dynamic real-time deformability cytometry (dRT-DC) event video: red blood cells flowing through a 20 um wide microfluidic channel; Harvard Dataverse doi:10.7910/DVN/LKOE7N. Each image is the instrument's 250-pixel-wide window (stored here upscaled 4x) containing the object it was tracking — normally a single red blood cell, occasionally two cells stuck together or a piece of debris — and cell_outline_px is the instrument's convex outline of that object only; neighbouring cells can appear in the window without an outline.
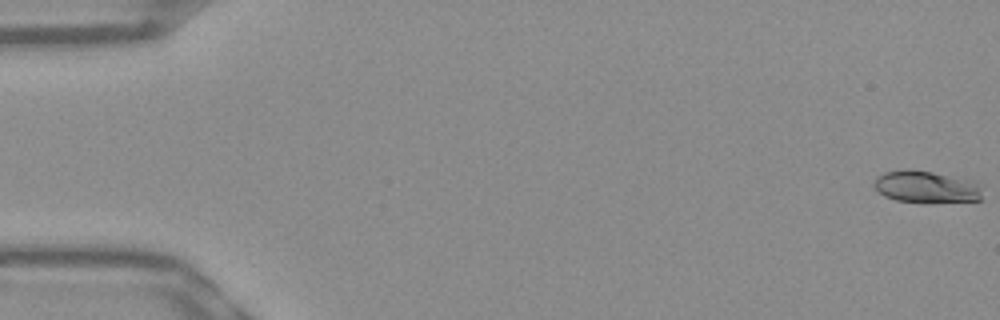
{"species": "Egyptian fruit bat (a non-hibernating species)", "species_latin": "Rousettus aegyptiacus", "temperature_condition": "warm", "stored_images_in_passage": 52, "camera_frame_rate_fps": 3000, "um_per_image_px": 0.085, "frame": {"image": 1, "passage_image": 1, "time_ms": 0.0, "image_size_px": [1000, 320], "cell_outline_px": [[984, 200], [928, 204], [924, 204], [896, 200], [884, 196], [872, 184], [876, 176], [884, 172], [900, 168], [912, 168], [972, 180], [980, 188]], "centroid_in_image_um": [78.71, 15.9], "position_along_channel_um": 6.3, "area_um2": 20.98}}
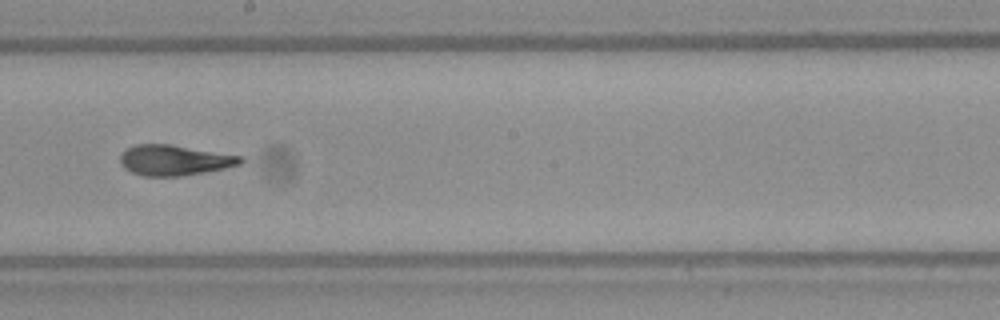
{"frame": {"image": 2, "passage_image": 30, "time_ms": 9.667, "image_size_px": [1000, 320], "cell_outline_px": [[244, 160], [240, 164], [224, 168], [204, 172], [180, 176], [144, 176], [132, 172], [124, 168], [120, 164], [120, 156], [124, 148], [136, 144], [172, 144], [244, 156]], "centroid_in_image_um": [14.81, 13.6], "position_along_channel_um": 233.4, "area_um2": 21.56}}
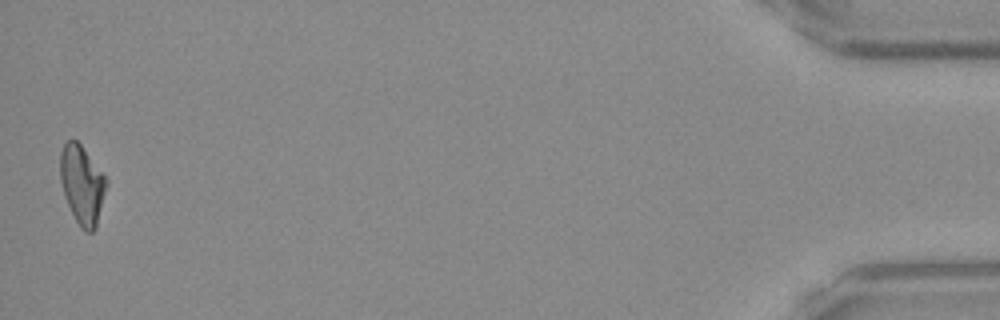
{"frame": {"image": 3, "passage_image": 52, "time_ms": 17.0, "image_size_px": [1000, 320], "cell_outline_px": [[108, 184], [96, 228], [92, 232], [84, 232], [80, 228], [64, 196], [60, 180], [60, 152], [64, 144], [68, 140], [76, 140], [80, 144], [108, 180]], "centroid_in_image_um": [6.98, 15.72], "position_along_channel_um": 428.2, "area_um2": 21.15}, "authors_computed_cell_mechanics": {"area_um2": 21.1837, "velocity_mm_per_s": 3.9221, "shape_relaxation_time_tau1_ms": 9.958, "shape_relaxation_time_tau2_ms": 2.0011, "deformation_change_tau1": 0.3054, "deformation_change_tau2": 0.0863}}